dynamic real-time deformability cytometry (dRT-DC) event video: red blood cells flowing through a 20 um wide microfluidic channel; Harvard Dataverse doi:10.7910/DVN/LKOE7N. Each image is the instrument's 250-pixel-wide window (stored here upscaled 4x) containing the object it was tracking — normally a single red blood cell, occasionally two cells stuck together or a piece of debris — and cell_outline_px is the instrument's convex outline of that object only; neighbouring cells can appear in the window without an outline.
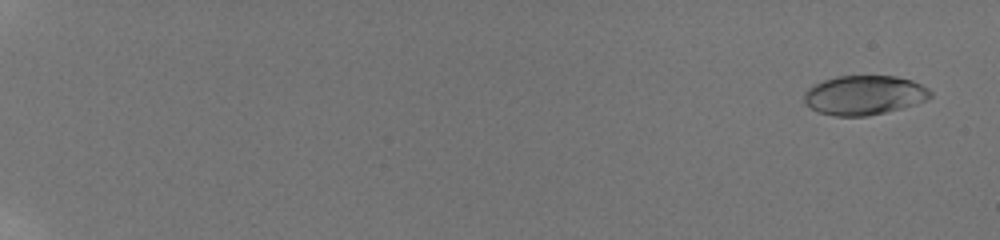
{"species": "human", "species_latin": "Homo sapiens", "temperature_condition": "room temperature", "stored_images_in_passage": 59, "camera_frame_rate_fps": 3000, "um_per_image_px": 0.085, "donor": {"sex": "male"}, "frame": {"image": 1, "passage_image": 3, "time_ms": 0.667, "image_size_px": [1000, 240], "cell_outline_px": [[932, 96], [928, 100], [900, 108], [868, 116], [832, 116], [816, 112], [804, 104], [804, 92], [808, 88], [824, 80], [836, 76], [896, 76], [912, 80], [928, 88], [932, 92]], "centroid_in_image_um": [73.44, 8.09], "position_along_channel_um": 11.6, "area_um2": 29.13}}
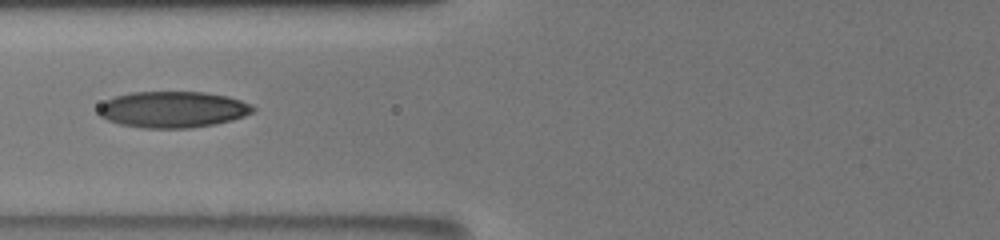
{"frame": {"image": 2, "passage_image": 29, "time_ms": 9.333, "image_size_px": [1000, 240], "cell_outline_px": [[256, 108], [252, 112], [244, 116], [232, 120], [216, 124], [188, 128], [144, 128], [120, 124], [108, 120], [100, 116], [96, 112], [96, 108], [104, 100], [116, 96], [132, 92], [204, 92], [228, 96], [252, 104]], "centroid_in_image_um": [14.66, 9.3], "position_along_channel_um": 111.1, "area_um2": 32.89}}
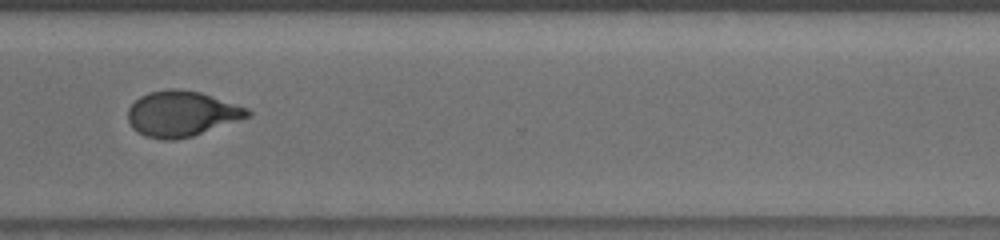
{"frame": {"image": 3, "passage_image": 48, "time_ms": 15.667, "image_size_px": [1000, 240], "cell_outline_px": [[252, 116], [192, 136], [172, 140], [164, 140], [144, 136], [132, 128], [128, 120], [128, 108], [140, 96], [148, 92], [168, 88], [176, 88], [200, 92], [248, 108], [252, 112]], "centroid_in_image_um": [15.43, 9.66], "position_along_channel_um": 355.2, "area_um2": 31.79}, "authors_computed_cell_mechanics": {"area_um2": 30.8074, "velocity_mm_per_s": 3.848, "shape_relaxation_time_tau1_ms": 6.9885, "shape_relaxation_time_tau2_ms": 1.2621, "deformation_change_tau1": 0.2411, "deformation_change_tau2": 0.0656}}